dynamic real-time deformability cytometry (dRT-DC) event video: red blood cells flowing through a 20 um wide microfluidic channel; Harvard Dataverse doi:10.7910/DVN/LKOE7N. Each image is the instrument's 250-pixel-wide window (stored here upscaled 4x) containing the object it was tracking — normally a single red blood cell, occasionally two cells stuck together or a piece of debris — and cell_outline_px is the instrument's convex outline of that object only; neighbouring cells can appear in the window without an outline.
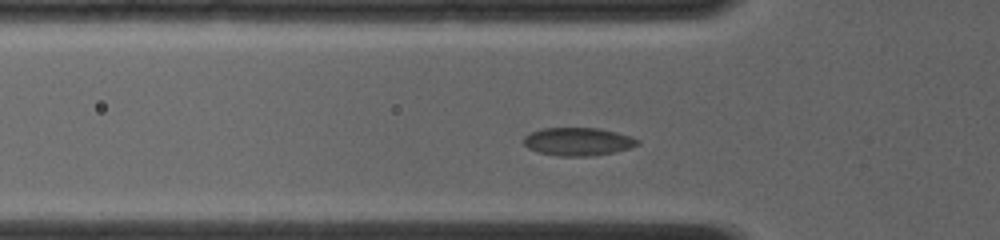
{"species": "common noctule bat (a hibernating species)", "species_latin": "Nyctalus noctula", "temperature_condition": "room temperature", "stored_images_in_passage": 48, "camera_frame_rate_fps": 4000, "um_per_image_px": 0.085, "animal": {"sex": "female", "body_mass_g": 19.0, "forearm_length_mm": 56.7}, "frame": {"image": 1, "passage_image": 11, "time_ms": 2.5, "image_size_px": [1000, 240], "cell_outline_px": [[640, 144], [628, 148], [612, 152], [588, 156], [560, 156], [536, 152], [528, 148], [524, 144], [524, 136], [540, 128], [600, 128], [632, 136], [640, 140]], "centroid_in_image_um": [49.12, 12.03], "position_along_channel_um": 76.7, "area_um2": 18.61}}
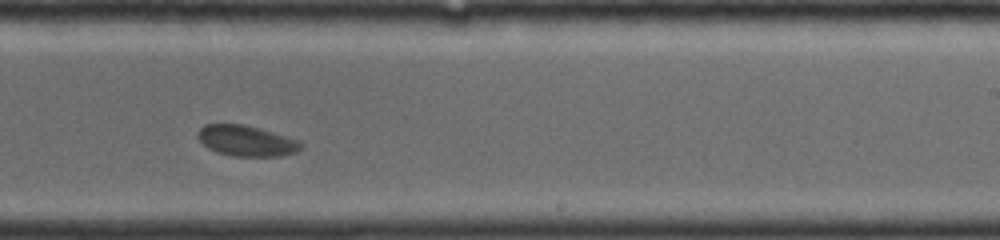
{"frame": {"image": 2, "passage_image": 30, "time_ms": 7.25, "image_size_px": [1000, 240], "cell_outline_px": [[304, 144], [296, 152], [280, 156], [232, 156], [216, 152], [208, 148], [196, 136], [196, 132], [204, 124], [244, 124], [260, 128], [300, 140]], "centroid_in_image_um": [20.94, 11.96], "position_along_channel_um": 268.1, "area_um2": 18.61}}
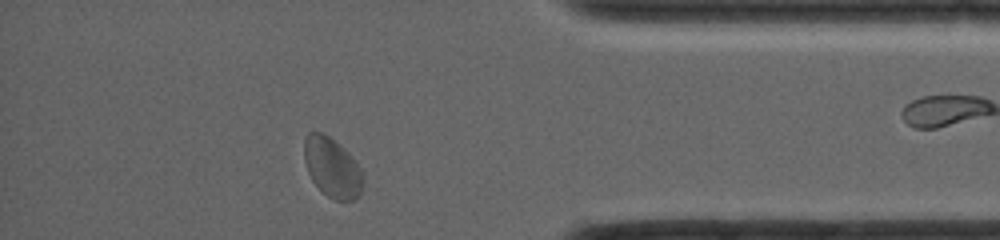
{"frame": {"image": 3, "passage_image": 45, "time_ms": 11.0, "image_size_px": [1000, 240], "cell_outline_px": [[364, 184], [360, 192], [352, 200], [336, 200], [328, 196], [312, 180], [308, 172], [304, 160], [304, 140], [308, 132], [324, 132], [340, 144], [356, 160], [364, 176]], "centroid_in_image_um": [28.24, 14.2], "position_along_channel_um": 407.0, "area_um2": 20.52}}